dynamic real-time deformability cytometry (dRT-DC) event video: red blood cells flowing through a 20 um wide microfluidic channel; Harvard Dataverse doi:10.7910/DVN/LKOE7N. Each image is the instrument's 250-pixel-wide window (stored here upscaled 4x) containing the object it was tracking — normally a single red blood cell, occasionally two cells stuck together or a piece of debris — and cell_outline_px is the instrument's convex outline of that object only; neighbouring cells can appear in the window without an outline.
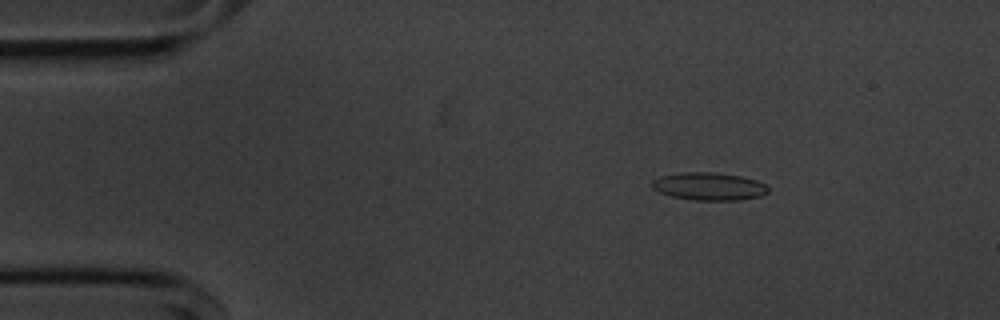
{"species": "common noctule bat (a hibernating species)", "species_latin": "Nyctalus noctula", "temperature_condition": "cold", "stored_images_in_passage": 54, "camera_frame_rate_fps": 3000, "um_per_image_px": 0.085, "animal": {"sex": "male", "body_mass_g": 20.1, "forearm_length_mm": 53.5}, "frame": {"image": 1, "passage_image": 8, "time_ms": 2.333, "image_size_px": [1000, 320], "cell_outline_px": [[768, 192], [760, 196], [740, 200], [692, 200], [672, 196], [660, 192], [652, 188], [652, 180], [660, 176], [684, 172], [712, 172], [740, 176], [756, 180], [764, 184], [768, 188]], "centroid_in_image_um": [60.25, 15.84], "position_along_channel_um": 24.7, "area_um2": 18.67}}
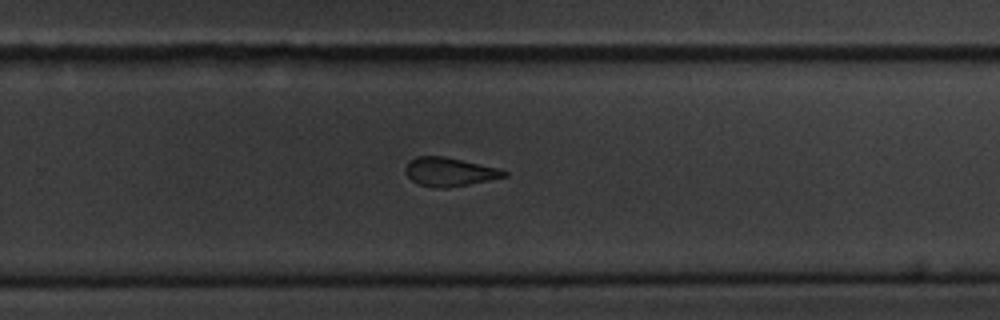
{"frame": {"image": 2, "passage_image": 35, "time_ms": 11.333, "image_size_px": [1000, 320], "cell_outline_px": [[508, 176], [448, 188], [436, 188], [420, 184], [412, 180], [404, 172], [404, 168], [408, 160], [416, 156], [444, 156], [500, 168], [508, 172]], "centroid_in_image_um": [38.19, 14.59], "position_along_channel_um": 291.6, "area_um2": 16.59}}
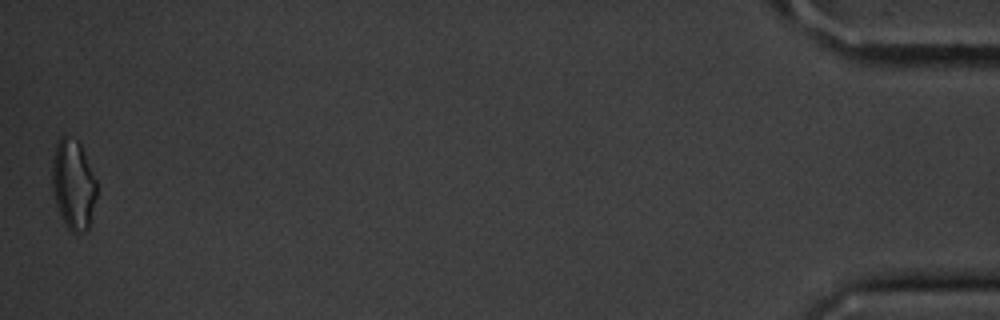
{"frame": {"image": 3, "passage_image": 54, "time_ms": 17.667, "image_size_px": [1000, 320], "cell_outline_px": [[96, 196], [88, 228], [84, 232], [76, 236], [68, 228], [60, 216], [56, 204], [52, 188], [52, 160], [56, 144], [60, 136], [64, 136], [76, 140], [80, 144], [96, 180]], "centroid_in_image_um": [6.21, 15.72], "position_along_channel_um": 429.0, "area_um2": 23.24}, "authors_computed_cell_mechanics": {"area_um2": 17.8313, "velocity_mm_per_s": 3.6381, "shape_relaxation_time_tau1_ms": 4.9499, "shape_relaxation_time_tau2_ms": 2.5393, "deformation_change_tau1": 0.13, "deformation_change_tau2": 0.1211}}